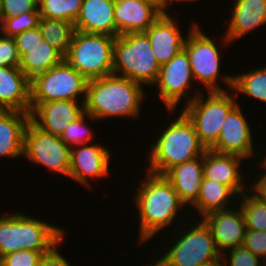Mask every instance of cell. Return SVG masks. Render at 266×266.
<instances>
[{
	"label": "cell",
	"mask_w": 266,
	"mask_h": 266,
	"mask_svg": "<svg viewBox=\"0 0 266 266\" xmlns=\"http://www.w3.org/2000/svg\"><path fill=\"white\" fill-rule=\"evenodd\" d=\"M142 181L133 199L139 211V244L151 240L161 229L166 230L169 225L172 227L179 210L186 207L164 175L146 171Z\"/></svg>",
	"instance_id": "2"
},
{
	"label": "cell",
	"mask_w": 266,
	"mask_h": 266,
	"mask_svg": "<svg viewBox=\"0 0 266 266\" xmlns=\"http://www.w3.org/2000/svg\"><path fill=\"white\" fill-rule=\"evenodd\" d=\"M64 56L45 39L31 49H24L19 68L31 81L37 75L43 74L52 67L59 65Z\"/></svg>",
	"instance_id": "25"
},
{
	"label": "cell",
	"mask_w": 266,
	"mask_h": 266,
	"mask_svg": "<svg viewBox=\"0 0 266 266\" xmlns=\"http://www.w3.org/2000/svg\"><path fill=\"white\" fill-rule=\"evenodd\" d=\"M26 12H39L38 0H1L0 18H11Z\"/></svg>",
	"instance_id": "35"
},
{
	"label": "cell",
	"mask_w": 266,
	"mask_h": 266,
	"mask_svg": "<svg viewBox=\"0 0 266 266\" xmlns=\"http://www.w3.org/2000/svg\"><path fill=\"white\" fill-rule=\"evenodd\" d=\"M183 1V3L184 2H195V1H198V0H164V3H163V6L160 8L161 9V12H162V14H165V15H170V13L169 12H166L167 10H168V6H170V3H172V5H173V3L174 2H177V3H181Z\"/></svg>",
	"instance_id": "41"
},
{
	"label": "cell",
	"mask_w": 266,
	"mask_h": 266,
	"mask_svg": "<svg viewBox=\"0 0 266 266\" xmlns=\"http://www.w3.org/2000/svg\"><path fill=\"white\" fill-rule=\"evenodd\" d=\"M205 266H226V263L224 262V260L222 258H220L219 260H217L213 263H210L208 265H205Z\"/></svg>",
	"instance_id": "42"
},
{
	"label": "cell",
	"mask_w": 266,
	"mask_h": 266,
	"mask_svg": "<svg viewBox=\"0 0 266 266\" xmlns=\"http://www.w3.org/2000/svg\"><path fill=\"white\" fill-rule=\"evenodd\" d=\"M175 22L171 14H161L145 32L150 40L153 55L160 66L184 49L186 37L177 26L178 22Z\"/></svg>",
	"instance_id": "19"
},
{
	"label": "cell",
	"mask_w": 266,
	"mask_h": 266,
	"mask_svg": "<svg viewBox=\"0 0 266 266\" xmlns=\"http://www.w3.org/2000/svg\"><path fill=\"white\" fill-rule=\"evenodd\" d=\"M70 151L60 136L46 133L31 121L24 132L23 157L37 165L47 167L51 172L69 175Z\"/></svg>",
	"instance_id": "11"
},
{
	"label": "cell",
	"mask_w": 266,
	"mask_h": 266,
	"mask_svg": "<svg viewBox=\"0 0 266 266\" xmlns=\"http://www.w3.org/2000/svg\"><path fill=\"white\" fill-rule=\"evenodd\" d=\"M43 254L30 250H19L0 258V266H39Z\"/></svg>",
	"instance_id": "34"
},
{
	"label": "cell",
	"mask_w": 266,
	"mask_h": 266,
	"mask_svg": "<svg viewBox=\"0 0 266 266\" xmlns=\"http://www.w3.org/2000/svg\"><path fill=\"white\" fill-rule=\"evenodd\" d=\"M30 122V113L19 110L0 112V158L23 156L24 132Z\"/></svg>",
	"instance_id": "24"
},
{
	"label": "cell",
	"mask_w": 266,
	"mask_h": 266,
	"mask_svg": "<svg viewBox=\"0 0 266 266\" xmlns=\"http://www.w3.org/2000/svg\"><path fill=\"white\" fill-rule=\"evenodd\" d=\"M161 14L160 7L149 0H115L116 37L146 32Z\"/></svg>",
	"instance_id": "17"
},
{
	"label": "cell",
	"mask_w": 266,
	"mask_h": 266,
	"mask_svg": "<svg viewBox=\"0 0 266 266\" xmlns=\"http://www.w3.org/2000/svg\"><path fill=\"white\" fill-rule=\"evenodd\" d=\"M0 16H1V0H0Z\"/></svg>",
	"instance_id": "46"
},
{
	"label": "cell",
	"mask_w": 266,
	"mask_h": 266,
	"mask_svg": "<svg viewBox=\"0 0 266 266\" xmlns=\"http://www.w3.org/2000/svg\"><path fill=\"white\" fill-rule=\"evenodd\" d=\"M43 39L39 27L26 30L14 37L20 59L24 56V49H31Z\"/></svg>",
	"instance_id": "38"
},
{
	"label": "cell",
	"mask_w": 266,
	"mask_h": 266,
	"mask_svg": "<svg viewBox=\"0 0 266 266\" xmlns=\"http://www.w3.org/2000/svg\"><path fill=\"white\" fill-rule=\"evenodd\" d=\"M88 80L75 68L63 60L43 74L37 75L30 82L31 108L30 112L40 103L71 100L85 101Z\"/></svg>",
	"instance_id": "9"
},
{
	"label": "cell",
	"mask_w": 266,
	"mask_h": 266,
	"mask_svg": "<svg viewBox=\"0 0 266 266\" xmlns=\"http://www.w3.org/2000/svg\"><path fill=\"white\" fill-rule=\"evenodd\" d=\"M235 198L238 199V195L230 187L203 177L199 197L192 207L198 209L197 214L199 213V219H202L213 211L232 207L229 201L233 200L234 203Z\"/></svg>",
	"instance_id": "26"
},
{
	"label": "cell",
	"mask_w": 266,
	"mask_h": 266,
	"mask_svg": "<svg viewBox=\"0 0 266 266\" xmlns=\"http://www.w3.org/2000/svg\"><path fill=\"white\" fill-rule=\"evenodd\" d=\"M38 27L43 39L65 56L76 32L75 24L65 20L41 17Z\"/></svg>",
	"instance_id": "28"
},
{
	"label": "cell",
	"mask_w": 266,
	"mask_h": 266,
	"mask_svg": "<svg viewBox=\"0 0 266 266\" xmlns=\"http://www.w3.org/2000/svg\"><path fill=\"white\" fill-rule=\"evenodd\" d=\"M115 38L76 31L64 60L87 80L111 75Z\"/></svg>",
	"instance_id": "8"
},
{
	"label": "cell",
	"mask_w": 266,
	"mask_h": 266,
	"mask_svg": "<svg viewBox=\"0 0 266 266\" xmlns=\"http://www.w3.org/2000/svg\"><path fill=\"white\" fill-rule=\"evenodd\" d=\"M153 263V264H152ZM150 265H148V266H160V265H158L155 261L154 262H152Z\"/></svg>",
	"instance_id": "45"
},
{
	"label": "cell",
	"mask_w": 266,
	"mask_h": 266,
	"mask_svg": "<svg viewBox=\"0 0 266 266\" xmlns=\"http://www.w3.org/2000/svg\"><path fill=\"white\" fill-rule=\"evenodd\" d=\"M40 18L39 12H26L11 18H0V33L14 38L26 30L37 28Z\"/></svg>",
	"instance_id": "31"
},
{
	"label": "cell",
	"mask_w": 266,
	"mask_h": 266,
	"mask_svg": "<svg viewBox=\"0 0 266 266\" xmlns=\"http://www.w3.org/2000/svg\"><path fill=\"white\" fill-rule=\"evenodd\" d=\"M20 56L14 38L1 36L0 33V66L19 67Z\"/></svg>",
	"instance_id": "37"
},
{
	"label": "cell",
	"mask_w": 266,
	"mask_h": 266,
	"mask_svg": "<svg viewBox=\"0 0 266 266\" xmlns=\"http://www.w3.org/2000/svg\"><path fill=\"white\" fill-rule=\"evenodd\" d=\"M186 36L184 50L189 56L195 82H201L208 92L224 91L217 84L220 78L221 51L218 44L197 23H192Z\"/></svg>",
	"instance_id": "10"
},
{
	"label": "cell",
	"mask_w": 266,
	"mask_h": 266,
	"mask_svg": "<svg viewBox=\"0 0 266 266\" xmlns=\"http://www.w3.org/2000/svg\"><path fill=\"white\" fill-rule=\"evenodd\" d=\"M154 2L156 5H158L160 8L163 6L164 0H149Z\"/></svg>",
	"instance_id": "44"
},
{
	"label": "cell",
	"mask_w": 266,
	"mask_h": 266,
	"mask_svg": "<svg viewBox=\"0 0 266 266\" xmlns=\"http://www.w3.org/2000/svg\"><path fill=\"white\" fill-rule=\"evenodd\" d=\"M30 82L19 67L0 66V108L30 113Z\"/></svg>",
	"instance_id": "21"
},
{
	"label": "cell",
	"mask_w": 266,
	"mask_h": 266,
	"mask_svg": "<svg viewBox=\"0 0 266 266\" xmlns=\"http://www.w3.org/2000/svg\"><path fill=\"white\" fill-rule=\"evenodd\" d=\"M234 205L236 209L233 206V209L213 211L202 218L210 228L216 248L221 255L231 248L242 245L244 241L245 218L238 203Z\"/></svg>",
	"instance_id": "15"
},
{
	"label": "cell",
	"mask_w": 266,
	"mask_h": 266,
	"mask_svg": "<svg viewBox=\"0 0 266 266\" xmlns=\"http://www.w3.org/2000/svg\"><path fill=\"white\" fill-rule=\"evenodd\" d=\"M193 225V226H191ZM188 228H178L181 233L169 244L168 249L156 259L160 266H205L221 258L217 250L210 228L200 219L192 223ZM190 228V229H189ZM186 230V231H182ZM180 234V235H179Z\"/></svg>",
	"instance_id": "7"
},
{
	"label": "cell",
	"mask_w": 266,
	"mask_h": 266,
	"mask_svg": "<svg viewBox=\"0 0 266 266\" xmlns=\"http://www.w3.org/2000/svg\"><path fill=\"white\" fill-rule=\"evenodd\" d=\"M241 197V198H240ZM236 200L243 212L246 229L266 231V201L260 200L250 192H244Z\"/></svg>",
	"instance_id": "30"
},
{
	"label": "cell",
	"mask_w": 266,
	"mask_h": 266,
	"mask_svg": "<svg viewBox=\"0 0 266 266\" xmlns=\"http://www.w3.org/2000/svg\"><path fill=\"white\" fill-rule=\"evenodd\" d=\"M243 160L245 159L237 155L206 149L203 154V177L230 187L240 197L247 192L244 182L248 176L239 168Z\"/></svg>",
	"instance_id": "18"
},
{
	"label": "cell",
	"mask_w": 266,
	"mask_h": 266,
	"mask_svg": "<svg viewBox=\"0 0 266 266\" xmlns=\"http://www.w3.org/2000/svg\"><path fill=\"white\" fill-rule=\"evenodd\" d=\"M196 91L187 99L182 111L194 124L200 143L211 149L217 143L227 115L238 104V95L232 89L230 93L227 90L211 91L205 97L202 90Z\"/></svg>",
	"instance_id": "6"
},
{
	"label": "cell",
	"mask_w": 266,
	"mask_h": 266,
	"mask_svg": "<svg viewBox=\"0 0 266 266\" xmlns=\"http://www.w3.org/2000/svg\"><path fill=\"white\" fill-rule=\"evenodd\" d=\"M62 239L49 252L45 253L39 263V266H72L66 258L58 252V246L63 242ZM57 248V249H56Z\"/></svg>",
	"instance_id": "39"
},
{
	"label": "cell",
	"mask_w": 266,
	"mask_h": 266,
	"mask_svg": "<svg viewBox=\"0 0 266 266\" xmlns=\"http://www.w3.org/2000/svg\"><path fill=\"white\" fill-rule=\"evenodd\" d=\"M110 154V150L100 143L71 148L68 177L85 187H92L89 177L95 180L109 174Z\"/></svg>",
	"instance_id": "14"
},
{
	"label": "cell",
	"mask_w": 266,
	"mask_h": 266,
	"mask_svg": "<svg viewBox=\"0 0 266 266\" xmlns=\"http://www.w3.org/2000/svg\"><path fill=\"white\" fill-rule=\"evenodd\" d=\"M85 116L88 117L89 115L84 112L79 118L69 124L60 136L61 140L70 148L87 144L95 137L92 130L86 126L85 122L87 120Z\"/></svg>",
	"instance_id": "32"
},
{
	"label": "cell",
	"mask_w": 266,
	"mask_h": 266,
	"mask_svg": "<svg viewBox=\"0 0 266 266\" xmlns=\"http://www.w3.org/2000/svg\"><path fill=\"white\" fill-rule=\"evenodd\" d=\"M227 251L229 252H225L221 256L226 266H265L264 261L247 250L243 245L231 248Z\"/></svg>",
	"instance_id": "33"
},
{
	"label": "cell",
	"mask_w": 266,
	"mask_h": 266,
	"mask_svg": "<svg viewBox=\"0 0 266 266\" xmlns=\"http://www.w3.org/2000/svg\"><path fill=\"white\" fill-rule=\"evenodd\" d=\"M165 178L172 184L180 201L192 206L199 197L203 179V155L170 168Z\"/></svg>",
	"instance_id": "23"
},
{
	"label": "cell",
	"mask_w": 266,
	"mask_h": 266,
	"mask_svg": "<svg viewBox=\"0 0 266 266\" xmlns=\"http://www.w3.org/2000/svg\"><path fill=\"white\" fill-rule=\"evenodd\" d=\"M195 79L192 74L189 56L183 49L169 62L161 65L158 79L154 86L158 87L159 97L164 102L167 111L175 112L181 98L187 96ZM184 95V96H183Z\"/></svg>",
	"instance_id": "12"
},
{
	"label": "cell",
	"mask_w": 266,
	"mask_h": 266,
	"mask_svg": "<svg viewBox=\"0 0 266 266\" xmlns=\"http://www.w3.org/2000/svg\"><path fill=\"white\" fill-rule=\"evenodd\" d=\"M220 79L224 81L228 90H234L236 95L243 93L266 103V65L237 75L223 74Z\"/></svg>",
	"instance_id": "27"
},
{
	"label": "cell",
	"mask_w": 266,
	"mask_h": 266,
	"mask_svg": "<svg viewBox=\"0 0 266 266\" xmlns=\"http://www.w3.org/2000/svg\"><path fill=\"white\" fill-rule=\"evenodd\" d=\"M81 6L82 0H38V11L41 17L71 23H75Z\"/></svg>",
	"instance_id": "29"
},
{
	"label": "cell",
	"mask_w": 266,
	"mask_h": 266,
	"mask_svg": "<svg viewBox=\"0 0 266 266\" xmlns=\"http://www.w3.org/2000/svg\"><path fill=\"white\" fill-rule=\"evenodd\" d=\"M266 155V154H265ZM262 162H259V166H257V167H260L261 166V168H259V169H261V170H263L262 168H264V172H262V173H266V156H265V158H263V160H261ZM261 163V164H260Z\"/></svg>",
	"instance_id": "43"
},
{
	"label": "cell",
	"mask_w": 266,
	"mask_h": 266,
	"mask_svg": "<svg viewBox=\"0 0 266 266\" xmlns=\"http://www.w3.org/2000/svg\"><path fill=\"white\" fill-rule=\"evenodd\" d=\"M261 175V176H260ZM257 179L253 177V182L249 187L247 186V190L251 188L249 191L256 198L266 201V173H259V176H256Z\"/></svg>",
	"instance_id": "40"
},
{
	"label": "cell",
	"mask_w": 266,
	"mask_h": 266,
	"mask_svg": "<svg viewBox=\"0 0 266 266\" xmlns=\"http://www.w3.org/2000/svg\"><path fill=\"white\" fill-rule=\"evenodd\" d=\"M84 112V103L78 104V101H49L40 103L30 112V121L46 133L61 136Z\"/></svg>",
	"instance_id": "16"
},
{
	"label": "cell",
	"mask_w": 266,
	"mask_h": 266,
	"mask_svg": "<svg viewBox=\"0 0 266 266\" xmlns=\"http://www.w3.org/2000/svg\"><path fill=\"white\" fill-rule=\"evenodd\" d=\"M114 5L115 0H82L76 31L116 37Z\"/></svg>",
	"instance_id": "22"
},
{
	"label": "cell",
	"mask_w": 266,
	"mask_h": 266,
	"mask_svg": "<svg viewBox=\"0 0 266 266\" xmlns=\"http://www.w3.org/2000/svg\"><path fill=\"white\" fill-rule=\"evenodd\" d=\"M240 104H237L227 115L221 127L217 143L211 150L240 156L244 159L252 158L254 154L253 135Z\"/></svg>",
	"instance_id": "13"
},
{
	"label": "cell",
	"mask_w": 266,
	"mask_h": 266,
	"mask_svg": "<svg viewBox=\"0 0 266 266\" xmlns=\"http://www.w3.org/2000/svg\"><path fill=\"white\" fill-rule=\"evenodd\" d=\"M152 144L147 172L164 175L175 165L202 156L206 148L200 143L194 124L182 111L170 120Z\"/></svg>",
	"instance_id": "3"
},
{
	"label": "cell",
	"mask_w": 266,
	"mask_h": 266,
	"mask_svg": "<svg viewBox=\"0 0 266 266\" xmlns=\"http://www.w3.org/2000/svg\"><path fill=\"white\" fill-rule=\"evenodd\" d=\"M223 43L232 44L250 31L266 24V0H234Z\"/></svg>",
	"instance_id": "20"
},
{
	"label": "cell",
	"mask_w": 266,
	"mask_h": 266,
	"mask_svg": "<svg viewBox=\"0 0 266 266\" xmlns=\"http://www.w3.org/2000/svg\"><path fill=\"white\" fill-rule=\"evenodd\" d=\"M160 64L145 32L118 35L113 45V74L139 84L154 86Z\"/></svg>",
	"instance_id": "5"
},
{
	"label": "cell",
	"mask_w": 266,
	"mask_h": 266,
	"mask_svg": "<svg viewBox=\"0 0 266 266\" xmlns=\"http://www.w3.org/2000/svg\"><path fill=\"white\" fill-rule=\"evenodd\" d=\"M242 245L266 263V231L246 229Z\"/></svg>",
	"instance_id": "36"
},
{
	"label": "cell",
	"mask_w": 266,
	"mask_h": 266,
	"mask_svg": "<svg viewBox=\"0 0 266 266\" xmlns=\"http://www.w3.org/2000/svg\"><path fill=\"white\" fill-rule=\"evenodd\" d=\"M64 237V229L16 212L0 217V258L19 250L49 252Z\"/></svg>",
	"instance_id": "4"
},
{
	"label": "cell",
	"mask_w": 266,
	"mask_h": 266,
	"mask_svg": "<svg viewBox=\"0 0 266 266\" xmlns=\"http://www.w3.org/2000/svg\"><path fill=\"white\" fill-rule=\"evenodd\" d=\"M144 86L114 74L88 80L84 111L88 120L137 118L145 100ZM141 108V109H140Z\"/></svg>",
	"instance_id": "1"
}]
</instances>
